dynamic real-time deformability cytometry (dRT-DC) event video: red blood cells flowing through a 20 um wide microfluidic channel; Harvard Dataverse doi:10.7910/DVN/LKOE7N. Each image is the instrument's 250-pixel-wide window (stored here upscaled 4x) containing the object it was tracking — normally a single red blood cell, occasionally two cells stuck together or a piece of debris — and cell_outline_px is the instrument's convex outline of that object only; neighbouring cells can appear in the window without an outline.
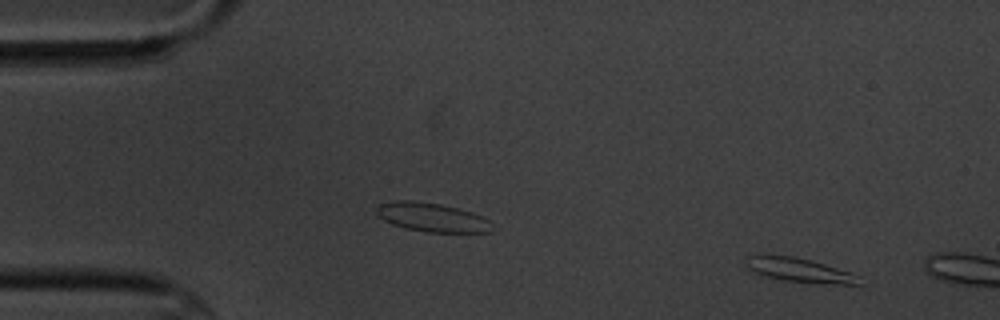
{"species": "common noctule bat (a hibernating species)", "species_latin": "Nyctalus noctula", "temperature_condition": "cold", "stored_images_in_passage": 5, "camera_frame_rate_fps": 3000, "um_per_image_px": 0.085, "animal": {"sex": "male", "body_mass_g": 20.1, "forearm_length_mm": 53.5}, "frame": {"image": 1, "passage_image": 1, "time_ms": 0.0, "image_size_px": [1000, 320], "cell_outline_px": [[860, 284], [836, 284], [784, 280], [764, 276], [748, 268], [744, 256], [796, 256], [852, 272], [860, 276]], "centroid_in_image_um": [68.0, 22.96], "position_along_channel_um": 17.0, "area_um2": 15.55}}